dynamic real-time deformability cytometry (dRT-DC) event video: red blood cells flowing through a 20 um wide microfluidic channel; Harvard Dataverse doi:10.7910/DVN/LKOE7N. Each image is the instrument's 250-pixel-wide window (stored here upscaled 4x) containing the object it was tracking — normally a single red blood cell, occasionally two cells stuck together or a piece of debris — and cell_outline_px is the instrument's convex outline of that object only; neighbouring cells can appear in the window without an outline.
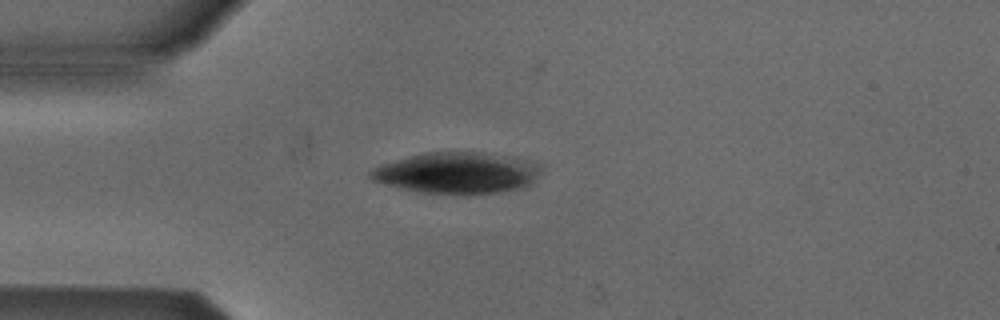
{"species": "Egyptian fruit bat (a non-hibernating species)", "species_latin": "Rousettus aegyptiacus", "temperature_condition": "cold", "stored_images_in_passage": 3, "camera_frame_rate_fps": 3000, "um_per_image_px": 0.085, "animal": {"sex": "male"}, "frame": {"image": 1, "passage_image": 2, "time_ms": 2.333, "image_size_px": [1000, 320], "cell_outline_px": [[540, 168], [532, 184], [528, 188], [468, 196], [420, 192], [400, 188], [372, 180], [368, 176], [368, 172], [384, 164], [424, 152], [484, 152], [524, 160]], "centroid_in_image_um": [38.84, 14.74], "position_along_channel_um": 46.2, "area_um2": 40.86}}